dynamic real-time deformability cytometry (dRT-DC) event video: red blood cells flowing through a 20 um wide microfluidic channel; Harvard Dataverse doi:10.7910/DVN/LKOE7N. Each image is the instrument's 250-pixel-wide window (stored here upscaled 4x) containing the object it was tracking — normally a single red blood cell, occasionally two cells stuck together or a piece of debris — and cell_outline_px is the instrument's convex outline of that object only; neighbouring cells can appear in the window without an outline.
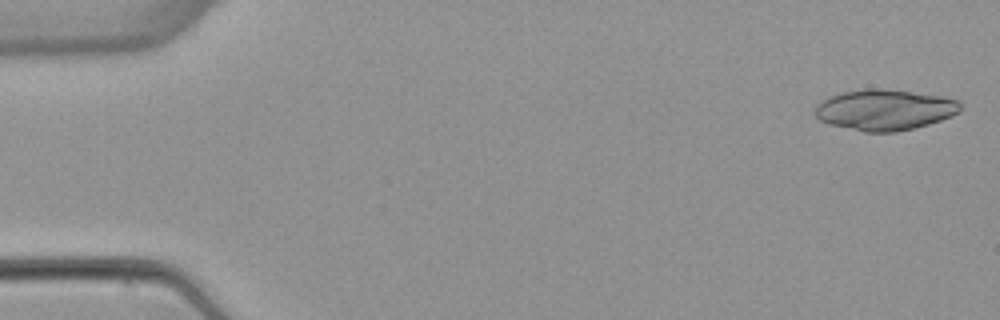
{"species": "common noctule bat (a hibernating species)", "species_latin": "Nyctalus noctula", "temperature_condition": "warm", "stored_images_in_passage": 7, "camera_frame_rate_fps": 3000, "um_per_image_px": 0.085, "animal": {"sex": "female", "body_mass_g": 22.7, "forearm_length_mm": 54.2}, "frame": {"image": 1, "passage_image": 1, "time_ms": 0.0, "image_size_px": [1000, 320], "cell_outline_px": [[960, 112], [940, 120], [928, 124], [896, 132], [864, 132], [828, 124], [820, 120], [812, 112], [816, 104], [820, 100], [828, 96], [844, 92], [864, 88], [884, 88], [944, 96], [960, 100]], "centroid_in_image_um": [75.15, 9.32], "position_along_channel_um": 9.8, "area_um2": 34.97}}
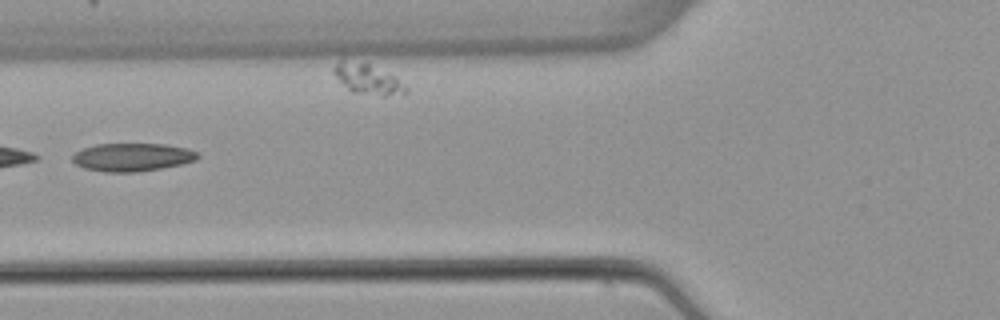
{"frame": {"image": 2, "passage_image": 6, "time_ms": 6.333, "image_size_px": [1000, 320], "cell_outline_px": [[200, 156], [196, 160], [180, 164], [160, 168], [136, 172], [104, 172], [84, 168], [76, 164], [72, 160], [72, 156], [76, 152], [84, 148], [96, 144], [164, 144], [188, 148], [196, 152]], "centroid_in_image_um": [11.23, 13.36], "position_along_channel_um": 114.6, "area_um2": 20.4}}